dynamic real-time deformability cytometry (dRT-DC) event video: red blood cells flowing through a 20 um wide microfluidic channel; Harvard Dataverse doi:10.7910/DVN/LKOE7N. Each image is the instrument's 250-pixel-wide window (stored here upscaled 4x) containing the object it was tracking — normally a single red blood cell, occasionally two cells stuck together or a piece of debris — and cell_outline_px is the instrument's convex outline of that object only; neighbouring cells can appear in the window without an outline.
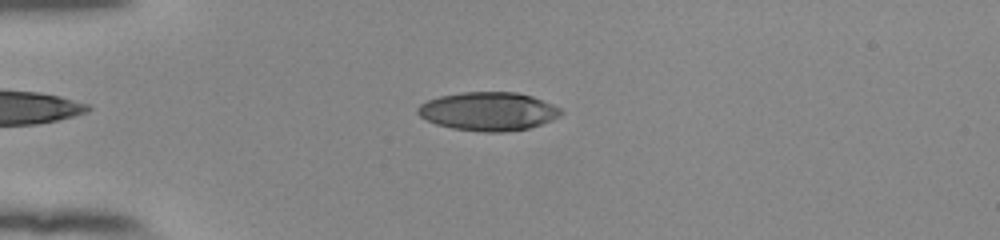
{"species": "human", "species_latin": "Homo sapiens", "temperature_condition": "room temperature", "stored_images_in_passage": 53, "camera_frame_rate_fps": 3000, "um_per_image_px": 0.085, "donor": {"sex": "female"}, "frame": {"image": 1, "passage_image": 14, "time_ms": 4.333, "image_size_px": [1000, 240], "cell_outline_px": [[564, 112], [560, 116], [552, 120], [528, 128], [504, 132], [484, 132], [452, 128], [436, 124], [420, 116], [416, 112], [416, 108], [420, 104], [428, 100], [440, 96], [460, 92], [516, 92], [532, 96], [552, 104], [560, 108]], "centroid_in_image_um": [41.5, 9.46], "position_along_channel_um": 43.5, "area_um2": 32.14}}
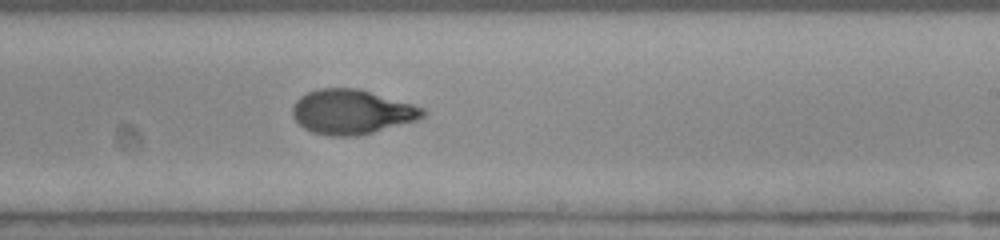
{"frame": {"image": 2, "passage_image": 33, "time_ms": 10.667, "image_size_px": [1000, 240], "cell_outline_px": [[428, 112], [424, 116], [416, 120], [360, 136], [328, 136], [312, 132], [304, 128], [292, 116], [292, 104], [300, 96], [316, 88], [356, 88], [412, 104], [424, 108]], "centroid_in_image_um": [29.87, 9.51], "position_along_channel_um": 259.1, "area_um2": 33.87}}
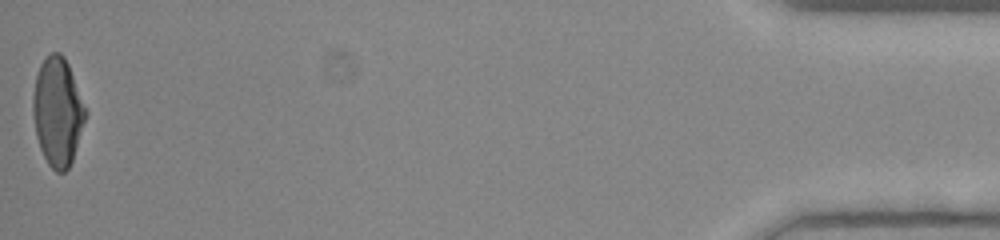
{"frame": {"image": 3, "passage_image": 53, "time_ms": 17.333, "image_size_px": [1000, 240], "cell_outline_px": [[88, 112], [72, 160], [68, 168], [64, 172], [56, 172], [48, 164], [40, 148], [36, 136], [32, 112], [32, 96], [36, 76], [40, 64], [52, 52], [60, 52], [64, 56], [68, 64]], "centroid_in_image_um": [4.89, 9.49], "position_along_channel_um": 430.3, "area_um2": 33.18}, "authors_computed_cell_mechanics": {"area_um2": 33.0616, "velocity_mm_per_s": 3.8956, "shape_relaxation_time_tau1_ms": 6.3613, "shape_relaxation_time_tau2_ms": 0.765, "deformation_change_tau1": 0.2541, "deformation_change_tau2": 0.0584}}